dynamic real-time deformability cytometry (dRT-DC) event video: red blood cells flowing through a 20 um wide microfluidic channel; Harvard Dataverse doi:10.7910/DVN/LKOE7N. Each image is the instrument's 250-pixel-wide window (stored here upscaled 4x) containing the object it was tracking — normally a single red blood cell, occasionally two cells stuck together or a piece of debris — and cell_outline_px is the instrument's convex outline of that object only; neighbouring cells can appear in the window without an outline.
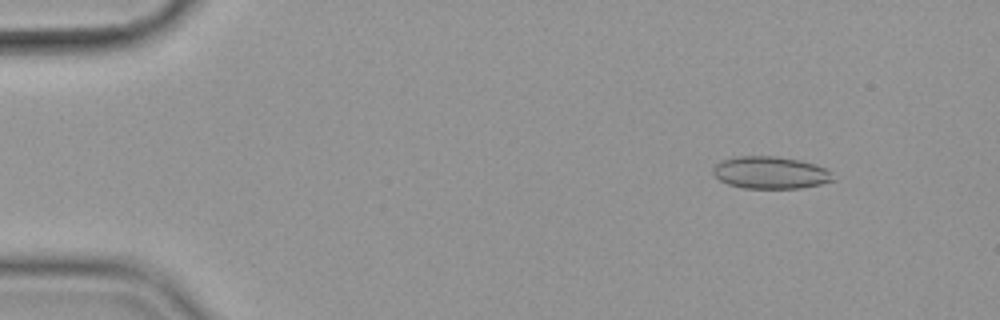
{"species": "common noctule bat (a hibernating species)", "species_latin": "Nyctalus noctula", "temperature_condition": "cold", "stored_images_in_passage": 57, "camera_frame_rate_fps": 3000, "um_per_image_px": 0.085, "animal": {"sex": "female", "body_mass_g": 19.9}, "frame": {"image": 1, "passage_image": 7, "time_ms": 2.0, "image_size_px": [1000, 320], "cell_outline_px": [[832, 180], [820, 184], [800, 188], [744, 188], [728, 184], [720, 180], [712, 172], [712, 168], [716, 164], [724, 160], [736, 156], [776, 156], [800, 160], [816, 164], [832, 172]], "centroid_in_image_um": [65.47, 14.67], "position_along_channel_um": 19.5, "area_um2": 22.43}}
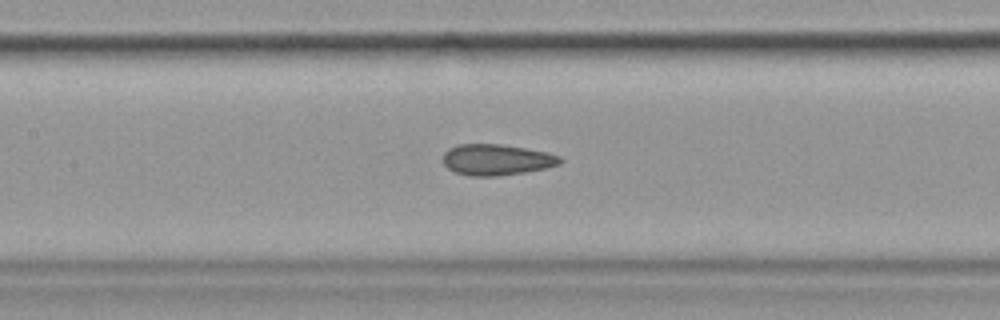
{"frame": {"image": 2, "passage_image": 27, "time_ms": 8.667, "image_size_px": [1000, 320], "cell_outline_px": [[564, 160], [560, 164], [544, 168], [524, 172], [496, 176], [472, 176], [456, 172], [448, 168], [444, 164], [444, 152], [448, 148], [460, 144], [500, 144], [548, 152], [560, 156]], "centroid_in_image_um": [42.22, 13.57], "position_along_channel_um": 165.2, "area_um2": 21.04}}
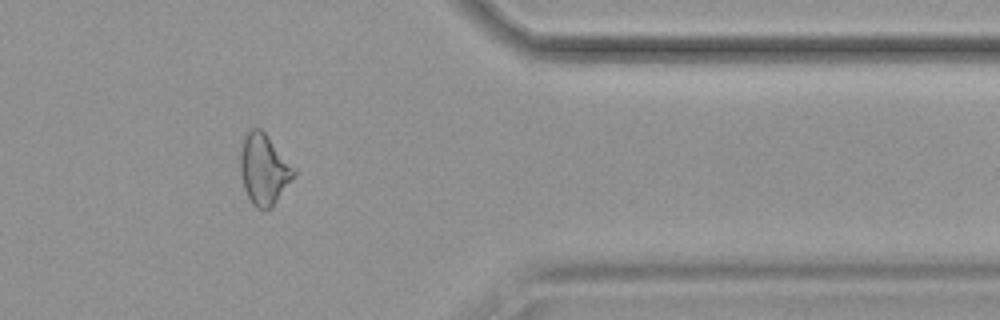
{"frame": {"image": 3, "passage_image": 47, "time_ms": 15.333, "image_size_px": [1000, 320], "cell_outline_px": [[296, 172], [272, 208], [264, 212], [256, 208], [252, 204], [244, 188], [240, 172], [240, 152], [244, 136], [252, 128], [260, 128], [264, 132]], "centroid_in_image_um": [22.38, 14.44], "position_along_channel_um": 389.0, "area_um2": 21.62}, "authors_computed_cell_mechanics": {"area_um2": 21.9062, "velocity_mm_per_s": 3.6008, "shape_relaxation_time_tau1_ms": 7.4492, "shape_relaxation_time_tau2_ms": 2.1353, "deformation_change_tau1": 0.1334, "deformation_change_tau2": 0.0904}}